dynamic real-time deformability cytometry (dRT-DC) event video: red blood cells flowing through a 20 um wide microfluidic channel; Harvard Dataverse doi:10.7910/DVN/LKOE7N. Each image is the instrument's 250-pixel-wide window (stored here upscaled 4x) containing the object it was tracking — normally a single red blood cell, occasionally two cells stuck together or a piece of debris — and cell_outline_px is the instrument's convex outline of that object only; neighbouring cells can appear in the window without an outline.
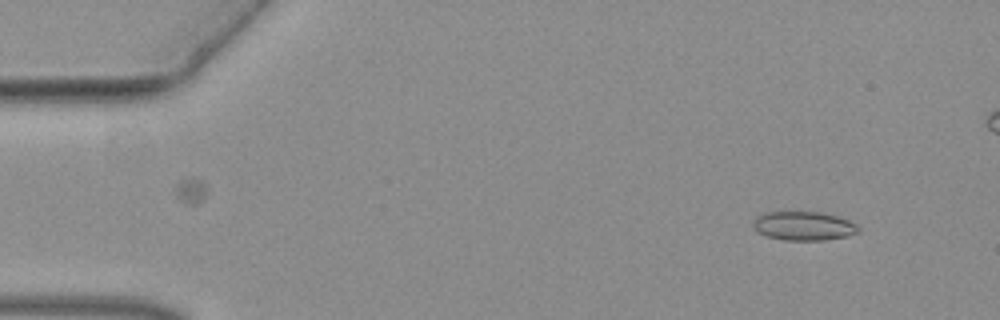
{"species": "common noctule bat (a hibernating species)", "species_latin": "Nyctalus noctula", "temperature_condition": "warm", "stored_images_in_passage": 48, "camera_frame_rate_fps": 3000, "um_per_image_px": 0.085, "animal": {"sex": "female", "body_mass_g": 19.3, "forearm_length_mm": 54.1}, "frame": {"image": 1, "passage_image": 4, "time_ms": 1.0, "image_size_px": [1000, 320], "cell_outline_px": [[860, 232], [844, 236], [824, 240], [784, 240], [768, 236], [756, 232], [752, 228], [752, 220], [756, 216], [764, 212], [820, 212], [836, 216], [848, 220], [856, 224], [860, 228]], "centroid_in_image_um": [68.25, 19.2], "position_along_channel_um": 16.7, "area_um2": 17.8}}
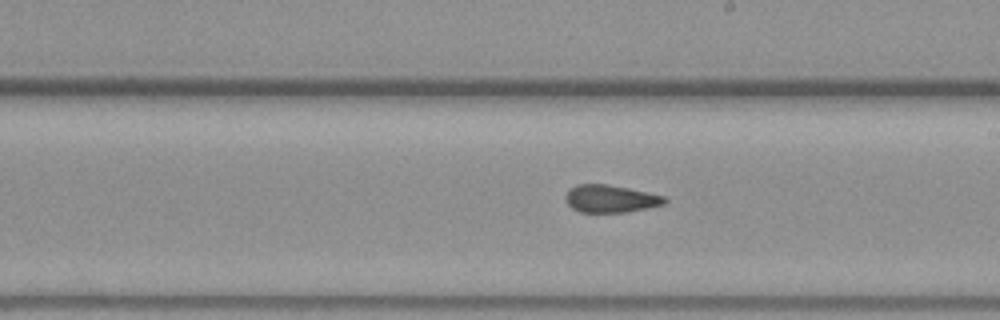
{"frame": {"image": 2, "passage_image": 29, "time_ms": 9.333, "image_size_px": [1000, 320], "cell_outline_px": [[668, 200], [664, 204], [648, 208], [628, 212], [580, 212], [572, 208], [568, 204], [564, 196], [568, 188], [576, 184], [608, 184], [648, 192], [664, 196]], "centroid_in_image_um": [51.87, 16.88], "position_along_channel_um": 237.1, "area_um2": 16.07}}
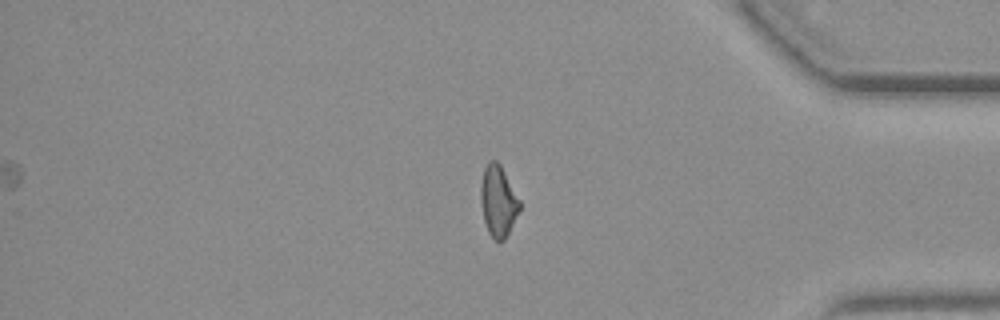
{"frame": {"image": 3, "passage_image": 43, "time_ms": 14.0, "image_size_px": [1000, 320], "cell_outline_px": [[520, 208], [504, 240], [492, 240], [488, 232], [484, 220], [480, 200], [480, 184], [484, 168], [488, 160], [496, 160], [500, 164], [520, 200]], "centroid_in_image_um": [42.32, 17.07], "position_along_channel_um": 392.9, "area_um2": 16.07}}